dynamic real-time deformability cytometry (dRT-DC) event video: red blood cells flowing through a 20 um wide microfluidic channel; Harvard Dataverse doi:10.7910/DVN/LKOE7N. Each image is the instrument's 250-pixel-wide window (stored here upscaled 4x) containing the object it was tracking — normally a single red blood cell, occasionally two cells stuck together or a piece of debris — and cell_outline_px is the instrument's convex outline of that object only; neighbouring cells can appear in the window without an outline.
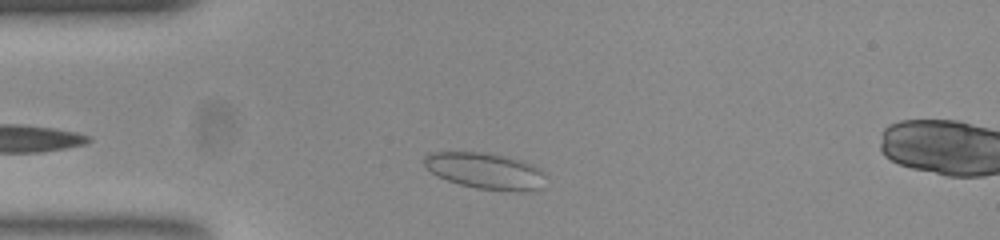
{"species": "common noctule bat (a hibernating species)", "species_latin": "Nyctalus noctula", "temperature_condition": "room temperature", "stored_images_in_passage": 46, "camera_frame_rate_fps": 3000, "um_per_image_px": 0.085, "animal": {"sex": "female", "body_mass_g": 23.0, "forearm_length_mm": 53.4}, "frame": {"image": 1, "passage_image": 4, "time_ms": 1.0, "image_size_px": [1000, 240], "cell_outline_px": [[540, 172], [536, 188], [476, 188], [460, 184], [448, 180], [432, 172], [424, 164], [424, 160], [428, 156], [436, 152], [484, 152], [500, 156], [528, 164], [536, 168]], "centroid_in_image_um": [41.03, 14.46], "position_along_channel_um": 44.0, "area_um2": 23.18}}
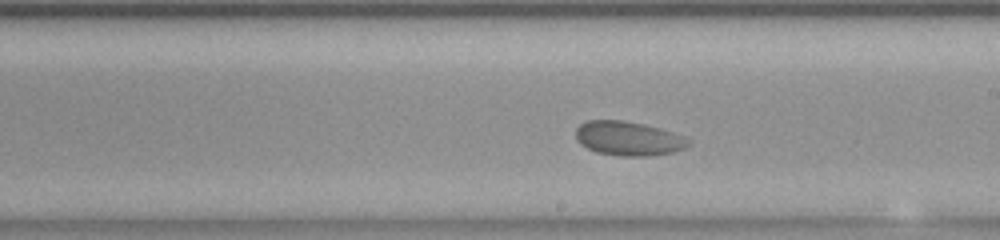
{"frame": {"image": 2, "passage_image": 21, "time_ms": 6.667, "image_size_px": [1000, 240], "cell_outline_px": [[688, 144], [684, 148], [672, 152], [644, 156], [620, 156], [596, 152], [580, 144], [576, 140], [576, 128], [580, 124], [588, 120], [620, 120], [644, 124], [668, 132], [688, 140]], "centroid_in_image_um": [53.3, 11.77], "position_along_channel_um": 235.7, "area_um2": 21.91}}
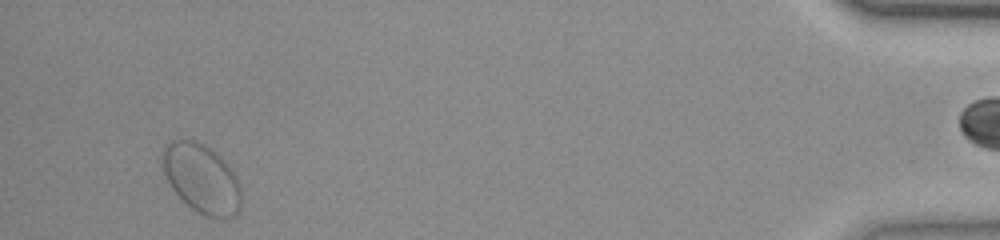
{"frame": {"image": 3, "passage_image": 42, "time_ms": 13.667, "image_size_px": [1000, 240], "cell_outline_px": [[240, 208], [232, 216], [220, 220], [204, 216], [192, 208], [172, 188], [164, 172], [164, 144], [172, 140], [192, 140], [204, 144], [216, 152], [224, 160], [232, 172], [240, 188]], "centroid_in_image_um": [17.15, 15.19], "position_along_channel_um": 418.1, "area_um2": 31.15}}